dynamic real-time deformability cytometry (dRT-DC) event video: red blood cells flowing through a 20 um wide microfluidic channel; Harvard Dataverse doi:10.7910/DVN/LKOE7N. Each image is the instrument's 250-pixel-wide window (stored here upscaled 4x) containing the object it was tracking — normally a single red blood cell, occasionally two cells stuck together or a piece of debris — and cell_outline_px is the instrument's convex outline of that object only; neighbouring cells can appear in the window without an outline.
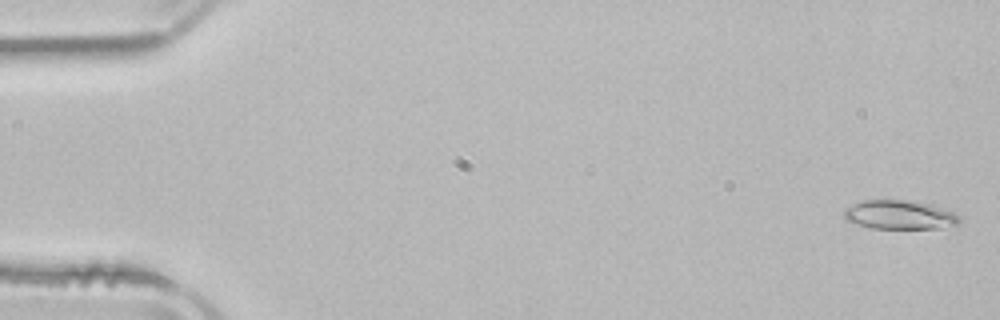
{"species": "common noctule bat (a hibernating species)", "species_latin": "Nyctalus noctula", "temperature_condition": "room temperature", "stored_images_in_passage": 53, "camera_frame_rate_fps": 3000, "um_per_image_px": 0.085, "animal": {"sex": "male", "body_mass_g": 21.5, "forearm_length_mm": 52.0}, "frame": {"image": 1, "passage_image": 2, "time_ms": 0.333, "image_size_px": [1000, 320], "cell_outline_px": [[960, 224], [940, 228], [872, 228], [856, 224], [844, 220], [844, 208], [864, 200], [916, 200], [932, 204], [944, 208], [960, 216]], "centroid_in_image_um": [76.48, 18.25], "position_along_channel_um": 8.5, "area_um2": 19.71}}
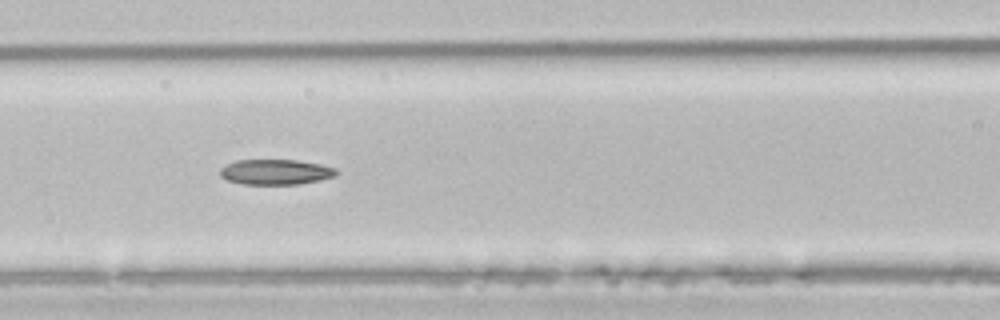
{"frame": {"image": 2, "passage_image": 23, "time_ms": 7.333, "image_size_px": [1000, 320], "cell_outline_px": [[336, 176], [320, 180], [296, 184], [240, 184], [228, 180], [220, 176], [220, 168], [236, 160], [296, 160], [320, 164], [336, 168]], "centroid_in_image_um": [23.42, 14.62], "position_along_channel_um": 143.2, "area_um2": 17.05}}
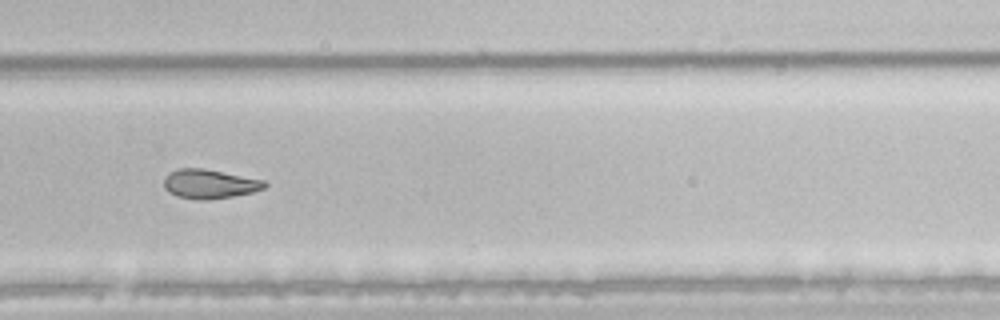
{"frame": {"image": 3, "passage_image": 36, "time_ms": 11.667, "image_size_px": [1000, 320], "cell_outline_px": [[268, 184], [264, 188], [252, 192], [232, 196], [204, 200], [200, 200], [176, 196], [168, 192], [164, 188], [164, 180], [172, 172], [180, 168], [204, 168], [264, 180]], "centroid_in_image_um": [17.82, 15.63], "position_along_channel_um": 312.0, "area_um2": 16.94}}